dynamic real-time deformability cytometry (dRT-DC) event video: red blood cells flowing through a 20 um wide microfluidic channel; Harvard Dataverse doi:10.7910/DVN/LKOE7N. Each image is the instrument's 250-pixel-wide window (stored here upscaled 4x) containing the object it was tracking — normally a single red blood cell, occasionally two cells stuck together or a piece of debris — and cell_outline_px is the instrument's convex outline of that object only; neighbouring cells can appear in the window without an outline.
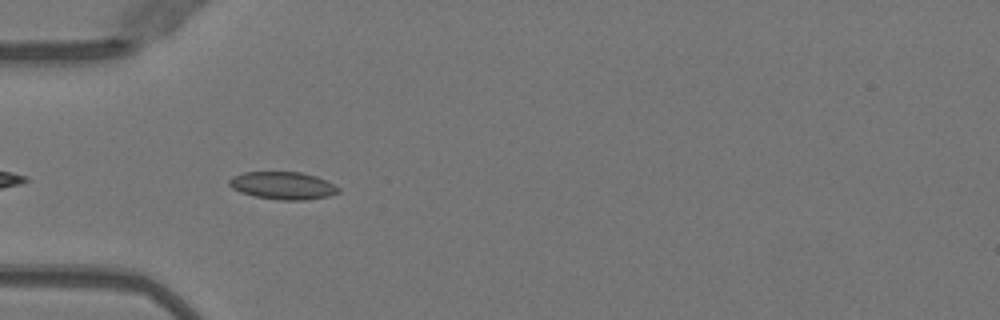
{"species": "Egyptian fruit bat (a non-hibernating species)", "species_latin": "Rousettus aegyptiacus", "temperature_condition": "warm", "stored_images_in_passage": 36, "camera_frame_rate_fps": 3000, "um_per_image_px": 0.085, "animal": {"sex": "female"}, "frame": {"image": 1, "passage_image": 3, "time_ms": 0.667, "image_size_px": [1000, 320], "cell_outline_px": [[340, 192], [328, 196], [304, 200], [280, 200], [252, 196], [240, 192], [232, 188], [228, 184], [228, 180], [232, 176], [244, 172], [300, 172], [316, 176], [340, 188]], "centroid_in_image_um": [24.0, 15.77], "position_along_channel_um": 61.0, "area_um2": 17.57}}
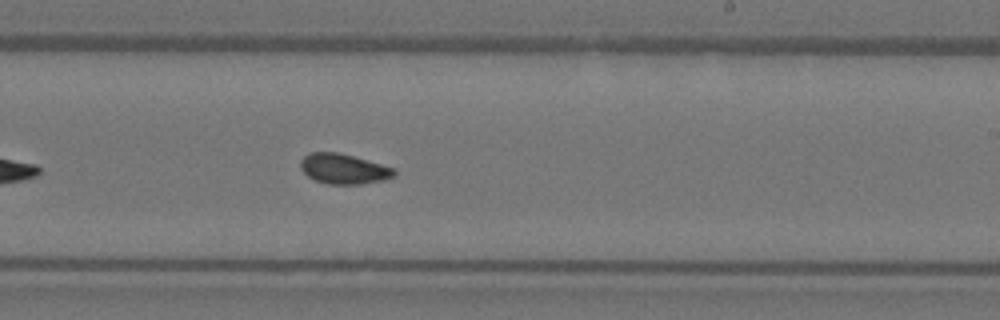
{"frame": {"image": 2, "passage_image": 18, "time_ms": 5.667, "image_size_px": [1000, 320], "cell_outline_px": [[396, 176], [384, 180], [360, 184], [328, 184], [316, 180], [308, 176], [300, 168], [300, 160], [308, 152], [336, 152], [352, 156], [396, 168]], "centroid_in_image_um": [29.22, 14.35], "position_along_channel_um": 259.8, "area_um2": 16.47}}
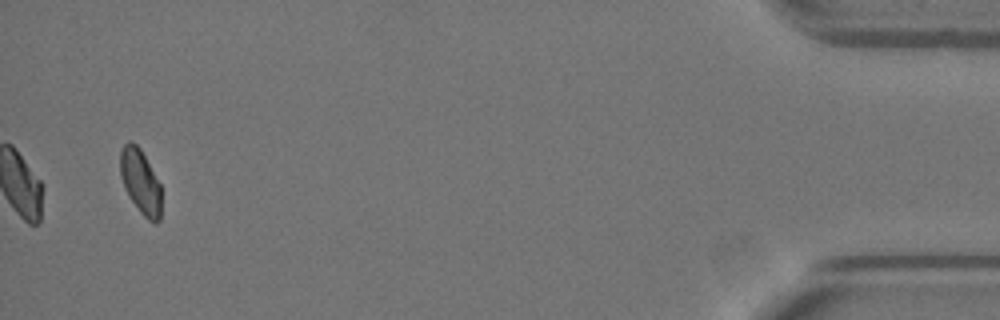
{"frame": {"image": 3, "passage_image": 36, "time_ms": 11.667, "image_size_px": [1000, 320], "cell_outline_px": [[160, 220], [156, 224], [148, 220], [140, 212], [128, 196], [124, 188], [120, 176], [120, 148], [128, 140], [132, 140], [140, 148], [160, 184]], "centroid_in_image_um": [11.91, 15.42], "position_along_channel_um": 423.3, "area_um2": 15.55}, "authors_computed_cell_mechanics": {"area_um2": 16.2707, "velocity_mm_per_s": 4.039, "shape_relaxation_time_tau1_ms": null, "shape_relaxation_time_tau2_ms": 1.7641, "deformation_change_tau1": null, "deformation_change_tau2": 0.0395}}